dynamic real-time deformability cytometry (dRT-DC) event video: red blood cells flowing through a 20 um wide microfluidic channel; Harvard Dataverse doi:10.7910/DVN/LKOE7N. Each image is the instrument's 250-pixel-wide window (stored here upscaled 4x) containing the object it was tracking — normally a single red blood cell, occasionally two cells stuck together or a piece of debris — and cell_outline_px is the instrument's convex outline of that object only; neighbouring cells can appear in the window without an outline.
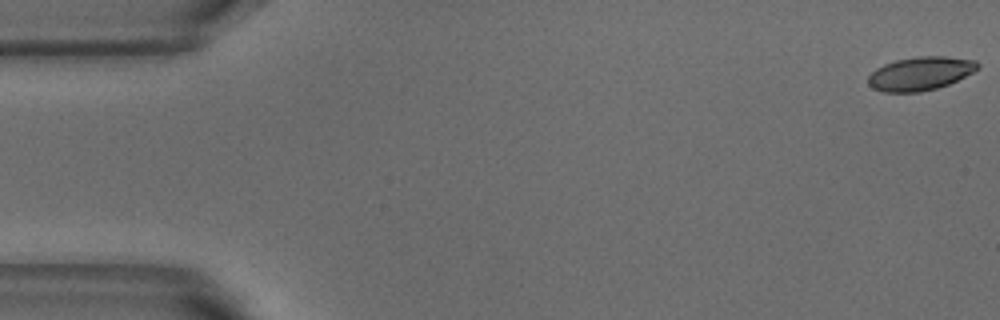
{"species": "common noctule bat (a hibernating species)", "species_latin": "Nyctalus noctula", "temperature_condition": "warm", "stored_images_in_passage": 3, "camera_frame_rate_fps": 3000, "um_per_image_px": 0.085, "animal": {"sex": "male", "body_mass_g": 18.8}, "frame": {"image": 1, "passage_image": 1, "time_ms": 0.0, "image_size_px": [1000, 320], "cell_outline_px": [[980, 68], [948, 84], [936, 88], [920, 92], [884, 92], [872, 88], [868, 84], [868, 76], [876, 68], [884, 64], [896, 60], [920, 56], [944, 56], [976, 60], [980, 64]], "centroid_in_image_um": [78.22, 6.25], "position_along_channel_um": 6.8, "area_um2": 21.33}}